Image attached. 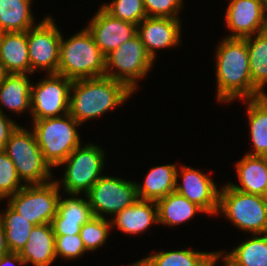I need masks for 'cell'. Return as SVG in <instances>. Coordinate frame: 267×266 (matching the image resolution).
<instances>
[{
    "label": "cell",
    "instance_id": "obj_6",
    "mask_svg": "<svg viewBox=\"0 0 267 266\" xmlns=\"http://www.w3.org/2000/svg\"><path fill=\"white\" fill-rule=\"evenodd\" d=\"M23 126L11 132L3 151L15 165L22 184H44L51 181V166L44 160L35 134ZM24 182V183H23Z\"/></svg>",
    "mask_w": 267,
    "mask_h": 266
},
{
    "label": "cell",
    "instance_id": "obj_37",
    "mask_svg": "<svg viewBox=\"0 0 267 266\" xmlns=\"http://www.w3.org/2000/svg\"><path fill=\"white\" fill-rule=\"evenodd\" d=\"M54 235H76L80 234L81 225L71 222H51Z\"/></svg>",
    "mask_w": 267,
    "mask_h": 266
},
{
    "label": "cell",
    "instance_id": "obj_17",
    "mask_svg": "<svg viewBox=\"0 0 267 266\" xmlns=\"http://www.w3.org/2000/svg\"><path fill=\"white\" fill-rule=\"evenodd\" d=\"M111 221V227H117L124 234L137 235L144 233L158 222L157 204L154 201L138 199L130 207L118 212Z\"/></svg>",
    "mask_w": 267,
    "mask_h": 266
},
{
    "label": "cell",
    "instance_id": "obj_28",
    "mask_svg": "<svg viewBox=\"0 0 267 266\" xmlns=\"http://www.w3.org/2000/svg\"><path fill=\"white\" fill-rule=\"evenodd\" d=\"M5 231L6 243L10 252L20 253L34 228L24 217L20 216L9 204L1 213V223Z\"/></svg>",
    "mask_w": 267,
    "mask_h": 266
},
{
    "label": "cell",
    "instance_id": "obj_13",
    "mask_svg": "<svg viewBox=\"0 0 267 266\" xmlns=\"http://www.w3.org/2000/svg\"><path fill=\"white\" fill-rule=\"evenodd\" d=\"M180 174V176H179ZM178 177H182L179 184ZM219 191L216 183L200 169L181 166L176 171L175 192L184 196L188 201L201 207L207 215H216L218 210Z\"/></svg>",
    "mask_w": 267,
    "mask_h": 266
},
{
    "label": "cell",
    "instance_id": "obj_22",
    "mask_svg": "<svg viewBox=\"0 0 267 266\" xmlns=\"http://www.w3.org/2000/svg\"><path fill=\"white\" fill-rule=\"evenodd\" d=\"M31 85L28 74H9L0 84V112L3 106L18 115L26 111L31 115Z\"/></svg>",
    "mask_w": 267,
    "mask_h": 266
},
{
    "label": "cell",
    "instance_id": "obj_21",
    "mask_svg": "<svg viewBox=\"0 0 267 266\" xmlns=\"http://www.w3.org/2000/svg\"><path fill=\"white\" fill-rule=\"evenodd\" d=\"M176 171L177 165L175 164L152 167L145 175L143 185L136 181L138 199L157 202L174 192Z\"/></svg>",
    "mask_w": 267,
    "mask_h": 266
},
{
    "label": "cell",
    "instance_id": "obj_16",
    "mask_svg": "<svg viewBox=\"0 0 267 266\" xmlns=\"http://www.w3.org/2000/svg\"><path fill=\"white\" fill-rule=\"evenodd\" d=\"M181 25L180 18L162 17H146L137 25V34L154 61L155 51L181 44Z\"/></svg>",
    "mask_w": 267,
    "mask_h": 266
},
{
    "label": "cell",
    "instance_id": "obj_44",
    "mask_svg": "<svg viewBox=\"0 0 267 266\" xmlns=\"http://www.w3.org/2000/svg\"><path fill=\"white\" fill-rule=\"evenodd\" d=\"M3 198L0 196V201L2 200ZM0 223H1V213H0Z\"/></svg>",
    "mask_w": 267,
    "mask_h": 266
},
{
    "label": "cell",
    "instance_id": "obj_14",
    "mask_svg": "<svg viewBox=\"0 0 267 266\" xmlns=\"http://www.w3.org/2000/svg\"><path fill=\"white\" fill-rule=\"evenodd\" d=\"M225 24L227 38H245L265 31L267 9L261 0H229Z\"/></svg>",
    "mask_w": 267,
    "mask_h": 266
},
{
    "label": "cell",
    "instance_id": "obj_4",
    "mask_svg": "<svg viewBox=\"0 0 267 266\" xmlns=\"http://www.w3.org/2000/svg\"><path fill=\"white\" fill-rule=\"evenodd\" d=\"M32 121L31 128L37 144L44 160L52 169L60 166L81 145L80 134L77 130L81 124L69 113L60 117Z\"/></svg>",
    "mask_w": 267,
    "mask_h": 266
},
{
    "label": "cell",
    "instance_id": "obj_11",
    "mask_svg": "<svg viewBox=\"0 0 267 266\" xmlns=\"http://www.w3.org/2000/svg\"><path fill=\"white\" fill-rule=\"evenodd\" d=\"M46 78L31 85L32 120L60 117L69 113L70 91L73 81L60 74H46Z\"/></svg>",
    "mask_w": 267,
    "mask_h": 266
},
{
    "label": "cell",
    "instance_id": "obj_12",
    "mask_svg": "<svg viewBox=\"0 0 267 266\" xmlns=\"http://www.w3.org/2000/svg\"><path fill=\"white\" fill-rule=\"evenodd\" d=\"M61 37L62 33L49 15L27 31L31 74L36 70L57 73Z\"/></svg>",
    "mask_w": 267,
    "mask_h": 266
},
{
    "label": "cell",
    "instance_id": "obj_24",
    "mask_svg": "<svg viewBox=\"0 0 267 266\" xmlns=\"http://www.w3.org/2000/svg\"><path fill=\"white\" fill-rule=\"evenodd\" d=\"M156 204L158 224H163L164 226L175 227L191 220L197 213L206 214L201 207L188 201L175 191L158 200Z\"/></svg>",
    "mask_w": 267,
    "mask_h": 266
},
{
    "label": "cell",
    "instance_id": "obj_35",
    "mask_svg": "<svg viewBox=\"0 0 267 266\" xmlns=\"http://www.w3.org/2000/svg\"><path fill=\"white\" fill-rule=\"evenodd\" d=\"M147 17L179 18L183 0H143Z\"/></svg>",
    "mask_w": 267,
    "mask_h": 266
},
{
    "label": "cell",
    "instance_id": "obj_43",
    "mask_svg": "<svg viewBox=\"0 0 267 266\" xmlns=\"http://www.w3.org/2000/svg\"><path fill=\"white\" fill-rule=\"evenodd\" d=\"M261 2L263 3V5L266 7L267 9V0H261Z\"/></svg>",
    "mask_w": 267,
    "mask_h": 266
},
{
    "label": "cell",
    "instance_id": "obj_31",
    "mask_svg": "<svg viewBox=\"0 0 267 266\" xmlns=\"http://www.w3.org/2000/svg\"><path fill=\"white\" fill-rule=\"evenodd\" d=\"M112 229L111 221L107 218L93 217L85 223L80 230V237L86 250L96 251L98 247L104 246Z\"/></svg>",
    "mask_w": 267,
    "mask_h": 266
},
{
    "label": "cell",
    "instance_id": "obj_40",
    "mask_svg": "<svg viewBox=\"0 0 267 266\" xmlns=\"http://www.w3.org/2000/svg\"><path fill=\"white\" fill-rule=\"evenodd\" d=\"M223 252L225 251H219V259L223 261L224 266H238L228 255Z\"/></svg>",
    "mask_w": 267,
    "mask_h": 266
},
{
    "label": "cell",
    "instance_id": "obj_10",
    "mask_svg": "<svg viewBox=\"0 0 267 266\" xmlns=\"http://www.w3.org/2000/svg\"><path fill=\"white\" fill-rule=\"evenodd\" d=\"M93 216L114 217L138 200L136 182L112 176H102L86 193Z\"/></svg>",
    "mask_w": 267,
    "mask_h": 266
},
{
    "label": "cell",
    "instance_id": "obj_33",
    "mask_svg": "<svg viewBox=\"0 0 267 266\" xmlns=\"http://www.w3.org/2000/svg\"><path fill=\"white\" fill-rule=\"evenodd\" d=\"M21 183L14 163L3 150H0V196L3 200L23 188L25 184Z\"/></svg>",
    "mask_w": 267,
    "mask_h": 266
},
{
    "label": "cell",
    "instance_id": "obj_39",
    "mask_svg": "<svg viewBox=\"0 0 267 266\" xmlns=\"http://www.w3.org/2000/svg\"><path fill=\"white\" fill-rule=\"evenodd\" d=\"M9 249L7 247V243H6V237H5V231L2 227V225L0 224V257L2 255H5L7 253H9Z\"/></svg>",
    "mask_w": 267,
    "mask_h": 266
},
{
    "label": "cell",
    "instance_id": "obj_9",
    "mask_svg": "<svg viewBox=\"0 0 267 266\" xmlns=\"http://www.w3.org/2000/svg\"><path fill=\"white\" fill-rule=\"evenodd\" d=\"M60 188L56 181L25 185L10 196L8 204L28 222L37 225L51 224L57 214Z\"/></svg>",
    "mask_w": 267,
    "mask_h": 266
},
{
    "label": "cell",
    "instance_id": "obj_30",
    "mask_svg": "<svg viewBox=\"0 0 267 266\" xmlns=\"http://www.w3.org/2000/svg\"><path fill=\"white\" fill-rule=\"evenodd\" d=\"M62 196L59 197L57 214L52 222H71L83 226L94 217L86 194L85 198L79 194H68L70 198L64 199Z\"/></svg>",
    "mask_w": 267,
    "mask_h": 266
},
{
    "label": "cell",
    "instance_id": "obj_19",
    "mask_svg": "<svg viewBox=\"0 0 267 266\" xmlns=\"http://www.w3.org/2000/svg\"><path fill=\"white\" fill-rule=\"evenodd\" d=\"M25 265L50 266L55 261V235L51 224L34 226L25 247L19 253Z\"/></svg>",
    "mask_w": 267,
    "mask_h": 266
},
{
    "label": "cell",
    "instance_id": "obj_32",
    "mask_svg": "<svg viewBox=\"0 0 267 266\" xmlns=\"http://www.w3.org/2000/svg\"><path fill=\"white\" fill-rule=\"evenodd\" d=\"M101 7L114 18L135 25L147 17L143 0H113Z\"/></svg>",
    "mask_w": 267,
    "mask_h": 266
},
{
    "label": "cell",
    "instance_id": "obj_26",
    "mask_svg": "<svg viewBox=\"0 0 267 266\" xmlns=\"http://www.w3.org/2000/svg\"><path fill=\"white\" fill-rule=\"evenodd\" d=\"M32 0H0V32H23L34 27Z\"/></svg>",
    "mask_w": 267,
    "mask_h": 266
},
{
    "label": "cell",
    "instance_id": "obj_8",
    "mask_svg": "<svg viewBox=\"0 0 267 266\" xmlns=\"http://www.w3.org/2000/svg\"><path fill=\"white\" fill-rule=\"evenodd\" d=\"M155 62L147 53L138 34L105 56V76L124 83L132 92L147 76Z\"/></svg>",
    "mask_w": 267,
    "mask_h": 266
},
{
    "label": "cell",
    "instance_id": "obj_41",
    "mask_svg": "<svg viewBox=\"0 0 267 266\" xmlns=\"http://www.w3.org/2000/svg\"><path fill=\"white\" fill-rule=\"evenodd\" d=\"M10 73L7 71L4 63L0 60V84L8 77Z\"/></svg>",
    "mask_w": 267,
    "mask_h": 266
},
{
    "label": "cell",
    "instance_id": "obj_23",
    "mask_svg": "<svg viewBox=\"0 0 267 266\" xmlns=\"http://www.w3.org/2000/svg\"><path fill=\"white\" fill-rule=\"evenodd\" d=\"M242 101L247 102L246 111L253 147L246 154L267 157V94Z\"/></svg>",
    "mask_w": 267,
    "mask_h": 266
},
{
    "label": "cell",
    "instance_id": "obj_1",
    "mask_svg": "<svg viewBox=\"0 0 267 266\" xmlns=\"http://www.w3.org/2000/svg\"><path fill=\"white\" fill-rule=\"evenodd\" d=\"M215 51L216 99L221 103L262 96L252 85L245 38H223Z\"/></svg>",
    "mask_w": 267,
    "mask_h": 266
},
{
    "label": "cell",
    "instance_id": "obj_42",
    "mask_svg": "<svg viewBox=\"0 0 267 266\" xmlns=\"http://www.w3.org/2000/svg\"><path fill=\"white\" fill-rule=\"evenodd\" d=\"M128 266H152L145 258H142L141 260L134 262L131 265Z\"/></svg>",
    "mask_w": 267,
    "mask_h": 266
},
{
    "label": "cell",
    "instance_id": "obj_29",
    "mask_svg": "<svg viewBox=\"0 0 267 266\" xmlns=\"http://www.w3.org/2000/svg\"><path fill=\"white\" fill-rule=\"evenodd\" d=\"M227 253L238 266H267V233L252 234Z\"/></svg>",
    "mask_w": 267,
    "mask_h": 266
},
{
    "label": "cell",
    "instance_id": "obj_36",
    "mask_svg": "<svg viewBox=\"0 0 267 266\" xmlns=\"http://www.w3.org/2000/svg\"><path fill=\"white\" fill-rule=\"evenodd\" d=\"M16 121L0 112V150H3L11 132L17 127Z\"/></svg>",
    "mask_w": 267,
    "mask_h": 266
},
{
    "label": "cell",
    "instance_id": "obj_5",
    "mask_svg": "<svg viewBox=\"0 0 267 266\" xmlns=\"http://www.w3.org/2000/svg\"><path fill=\"white\" fill-rule=\"evenodd\" d=\"M219 214L242 231L267 233V197L238 191L227 182L219 191L216 215Z\"/></svg>",
    "mask_w": 267,
    "mask_h": 266
},
{
    "label": "cell",
    "instance_id": "obj_34",
    "mask_svg": "<svg viewBox=\"0 0 267 266\" xmlns=\"http://www.w3.org/2000/svg\"><path fill=\"white\" fill-rule=\"evenodd\" d=\"M88 252L80 237L76 235H55V253L56 257L72 260L77 259Z\"/></svg>",
    "mask_w": 267,
    "mask_h": 266
},
{
    "label": "cell",
    "instance_id": "obj_25",
    "mask_svg": "<svg viewBox=\"0 0 267 266\" xmlns=\"http://www.w3.org/2000/svg\"><path fill=\"white\" fill-rule=\"evenodd\" d=\"M152 266H215L219 260V251H193L192 248L158 251L144 257Z\"/></svg>",
    "mask_w": 267,
    "mask_h": 266
},
{
    "label": "cell",
    "instance_id": "obj_3",
    "mask_svg": "<svg viewBox=\"0 0 267 266\" xmlns=\"http://www.w3.org/2000/svg\"><path fill=\"white\" fill-rule=\"evenodd\" d=\"M63 37L57 74L72 81L105 76V55L86 27L67 40Z\"/></svg>",
    "mask_w": 267,
    "mask_h": 266
},
{
    "label": "cell",
    "instance_id": "obj_2",
    "mask_svg": "<svg viewBox=\"0 0 267 266\" xmlns=\"http://www.w3.org/2000/svg\"><path fill=\"white\" fill-rule=\"evenodd\" d=\"M132 94L124 83L107 76L74 80L69 114L82 125L123 105Z\"/></svg>",
    "mask_w": 267,
    "mask_h": 266
},
{
    "label": "cell",
    "instance_id": "obj_15",
    "mask_svg": "<svg viewBox=\"0 0 267 266\" xmlns=\"http://www.w3.org/2000/svg\"><path fill=\"white\" fill-rule=\"evenodd\" d=\"M89 22L86 28L105 56L137 34V25L114 18L101 6Z\"/></svg>",
    "mask_w": 267,
    "mask_h": 266
},
{
    "label": "cell",
    "instance_id": "obj_45",
    "mask_svg": "<svg viewBox=\"0 0 267 266\" xmlns=\"http://www.w3.org/2000/svg\"><path fill=\"white\" fill-rule=\"evenodd\" d=\"M265 31L267 32V18H266V28H265Z\"/></svg>",
    "mask_w": 267,
    "mask_h": 266
},
{
    "label": "cell",
    "instance_id": "obj_7",
    "mask_svg": "<svg viewBox=\"0 0 267 266\" xmlns=\"http://www.w3.org/2000/svg\"><path fill=\"white\" fill-rule=\"evenodd\" d=\"M105 150L87 143L78 146L60 165H66L62 181L58 187L68 194L85 195L90 188L103 176ZM102 173V174H101ZM60 181V182H59Z\"/></svg>",
    "mask_w": 267,
    "mask_h": 266
},
{
    "label": "cell",
    "instance_id": "obj_18",
    "mask_svg": "<svg viewBox=\"0 0 267 266\" xmlns=\"http://www.w3.org/2000/svg\"><path fill=\"white\" fill-rule=\"evenodd\" d=\"M235 163L240 184H228L238 191L267 197V157L245 154Z\"/></svg>",
    "mask_w": 267,
    "mask_h": 266
},
{
    "label": "cell",
    "instance_id": "obj_38",
    "mask_svg": "<svg viewBox=\"0 0 267 266\" xmlns=\"http://www.w3.org/2000/svg\"><path fill=\"white\" fill-rule=\"evenodd\" d=\"M17 266L25 265V262L20 257L19 253L9 252L0 257V266Z\"/></svg>",
    "mask_w": 267,
    "mask_h": 266
},
{
    "label": "cell",
    "instance_id": "obj_27",
    "mask_svg": "<svg viewBox=\"0 0 267 266\" xmlns=\"http://www.w3.org/2000/svg\"><path fill=\"white\" fill-rule=\"evenodd\" d=\"M252 85L262 94L267 83V32L245 37Z\"/></svg>",
    "mask_w": 267,
    "mask_h": 266
},
{
    "label": "cell",
    "instance_id": "obj_20",
    "mask_svg": "<svg viewBox=\"0 0 267 266\" xmlns=\"http://www.w3.org/2000/svg\"><path fill=\"white\" fill-rule=\"evenodd\" d=\"M0 60L10 74H31L27 31L1 32Z\"/></svg>",
    "mask_w": 267,
    "mask_h": 266
}]
</instances>
